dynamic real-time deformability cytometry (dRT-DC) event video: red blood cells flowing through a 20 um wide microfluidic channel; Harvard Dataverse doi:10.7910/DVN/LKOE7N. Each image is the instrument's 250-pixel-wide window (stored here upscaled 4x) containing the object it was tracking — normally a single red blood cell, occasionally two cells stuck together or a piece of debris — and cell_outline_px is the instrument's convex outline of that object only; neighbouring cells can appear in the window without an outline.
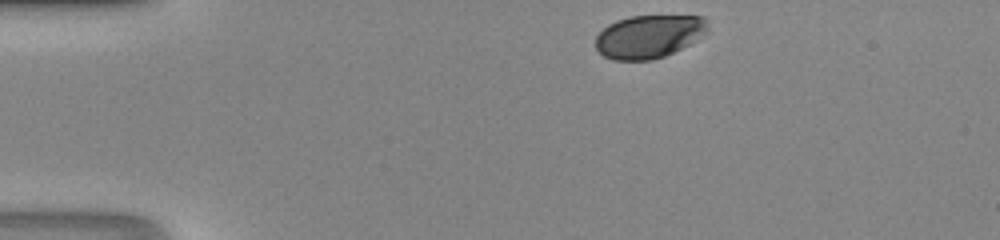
{"species": "human", "species_latin": "Homo sapiens", "temperature_condition": "room temperature", "stored_images_in_passage": 31, "camera_frame_rate_fps": 3000, "um_per_image_px": 0.085, "donor": {"sex": "male"}, "frame": {"image": 1, "passage_image": 1, "time_ms": 0.0, "image_size_px": [1000, 240], "cell_outline_px": [[708, 28], [704, 32], [688, 44], [664, 56], [652, 60], [612, 60], [604, 56], [596, 48], [596, 36], [608, 24], [616, 20], [628, 16], [704, 16], [708, 20]], "centroid_in_image_um": [55.12, 3.09], "position_along_channel_um": 29.9, "area_um2": 27.92}}
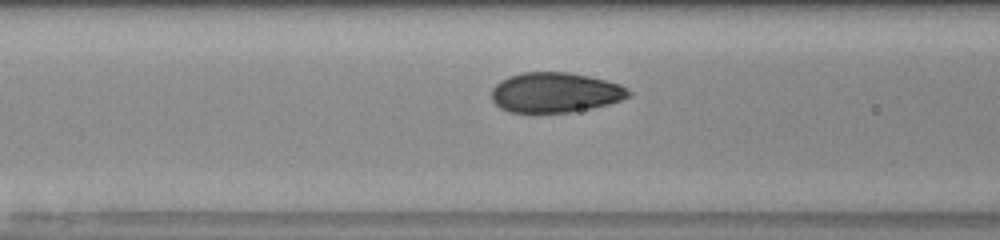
{"frame": {"image": 2, "passage_image": 12, "time_ms": 3.667, "image_size_px": [1000, 240], "cell_outline_px": [[632, 96], [608, 104], [592, 108], [572, 112], [508, 112], [500, 108], [492, 100], [492, 88], [500, 80], [508, 76], [524, 72], [568, 72], [588, 76], [620, 84], [628, 88], [632, 92]], "centroid_in_image_um": [47.2, 7.86], "position_along_channel_um": 119.4, "area_um2": 32.08}}
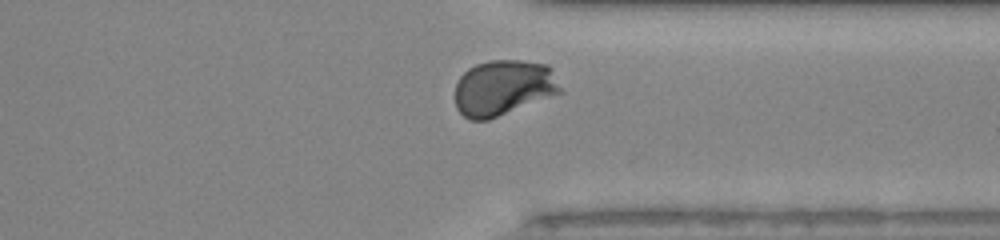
{"frame": {"image": 3, "passage_image": 29, "time_ms": 9.333, "image_size_px": [1000, 240], "cell_outline_px": [[564, 92], [488, 120], [468, 120], [456, 108], [456, 84], [460, 76], [468, 68], [476, 64], [488, 60], [520, 60], [548, 64], [552, 68]], "centroid_in_image_um": [42.81, 7.45], "position_along_channel_um": 368.6, "area_um2": 34.51}}